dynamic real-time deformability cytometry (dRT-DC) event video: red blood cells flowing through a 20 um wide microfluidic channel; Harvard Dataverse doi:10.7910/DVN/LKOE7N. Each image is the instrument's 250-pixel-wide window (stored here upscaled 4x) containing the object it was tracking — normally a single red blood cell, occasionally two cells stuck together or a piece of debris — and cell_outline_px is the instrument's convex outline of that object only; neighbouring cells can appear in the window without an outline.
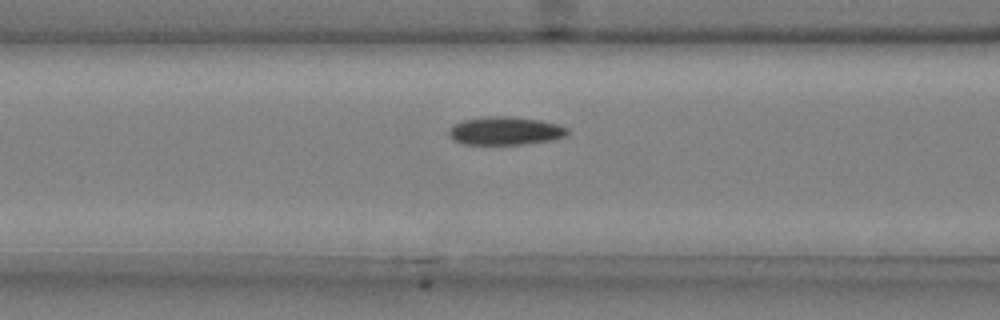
{"species": "common noctule bat (a hibernating species)", "species_latin": "Nyctalus noctula", "temperature_condition": "cold", "stored_images_in_passage": 36, "camera_frame_rate_fps": 3000, "um_per_image_px": 0.085, "animal": {"sex": "male", "body_mass_g": 20.4}, "frame": {"image": 1, "passage_image": 9, "time_ms": 2.667, "image_size_px": [1000, 320], "cell_outline_px": [[568, 132], [564, 136], [552, 140], [524, 144], [464, 144], [452, 140], [448, 132], [456, 124], [464, 120], [484, 116], [512, 116], [540, 120], [556, 124], [568, 128]], "centroid_in_image_um": [42.95, 11.12], "position_along_channel_um": 123.7, "area_um2": 19.36}}
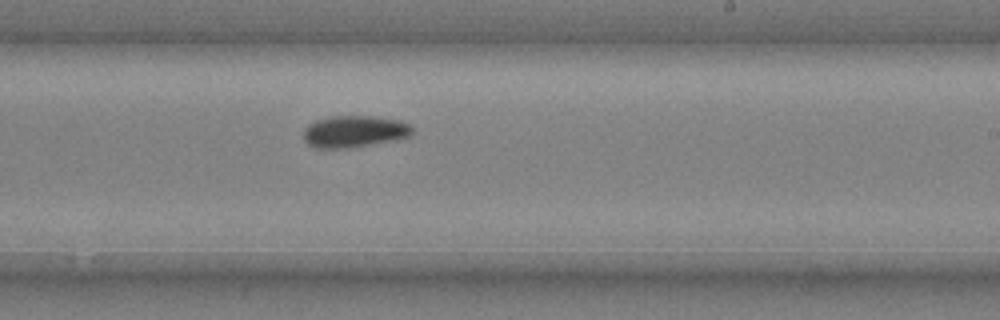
{"frame": {"image": 2, "passage_image": 20, "time_ms": 6.333, "image_size_px": [1000, 320], "cell_outline_px": [[412, 132], [408, 136], [392, 140], [352, 148], [316, 148], [308, 144], [304, 140], [304, 128], [308, 124], [316, 120], [332, 116], [372, 116], [400, 120], [408, 124], [412, 128]], "centroid_in_image_um": [30.07, 11.17], "position_along_channel_um": 258.9, "area_um2": 20.06}}
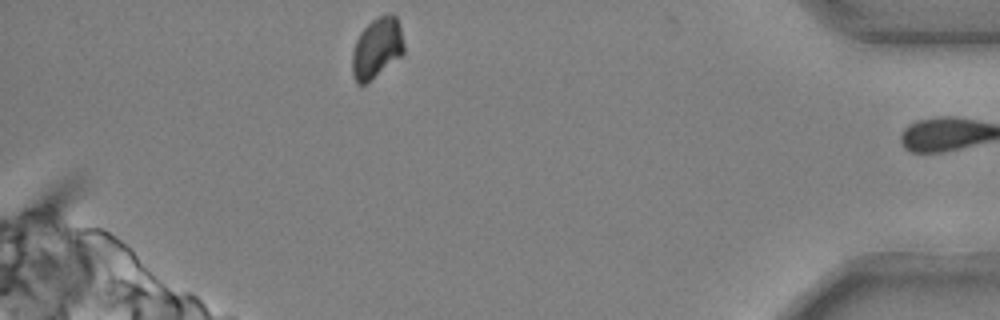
{"frame": {"image": 3, "passage_image": 35, "time_ms": 11.333, "image_size_px": [1000, 320], "cell_outline_px": [[404, 52], [400, 56], [364, 84], [356, 84], [352, 72], [352, 52], [356, 40], [360, 32], [372, 20], [380, 16], [396, 16], [400, 28], [404, 44]], "centroid_in_image_um": [32.0, 4.09], "position_along_channel_um": 403.2, "area_um2": 17.69}}